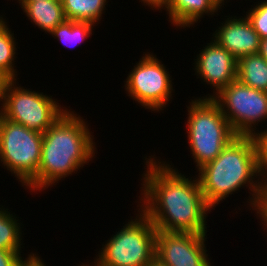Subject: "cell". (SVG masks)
Wrapping results in <instances>:
<instances>
[{"label":"cell","mask_w":267,"mask_h":266,"mask_svg":"<svg viewBox=\"0 0 267 266\" xmlns=\"http://www.w3.org/2000/svg\"><path fill=\"white\" fill-rule=\"evenodd\" d=\"M149 157H145L147 170L141 179L138 209L156 230L206 234V217L212 209L205 201L198 178H186L172 164Z\"/></svg>","instance_id":"cell-1"},{"label":"cell","mask_w":267,"mask_h":266,"mask_svg":"<svg viewBox=\"0 0 267 266\" xmlns=\"http://www.w3.org/2000/svg\"><path fill=\"white\" fill-rule=\"evenodd\" d=\"M88 127L80 115L67 110L43 133L37 191L56 185L92 161L96 144Z\"/></svg>","instance_id":"cell-2"},{"label":"cell","mask_w":267,"mask_h":266,"mask_svg":"<svg viewBox=\"0 0 267 266\" xmlns=\"http://www.w3.org/2000/svg\"><path fill=\"white\" fill-rule=\"evenodd\" d=\"M198 171L201 191L211 208L247 184L252 192L248 205L253 210L262 179L258 177L257 153L252 136L237 135L214 160ZM255 177L258 179L255 180Z\"/></svg>","instance_id":"cell-3"},{"label":"cell","mask_w":267,"mask_h":266,"mask_svg":"<svg viewBox=\"0 0 267 266\" xmlns=\"http://www.w3.org/2000/svg\"><path fill=\"white\" fill-rule=\"evenodd\" d=\"M188 108L187 137L196 168L214 160L237 135L212 98H196Z\"/></svg>","instance_id":"cell-4"},{"label":"cell","mask_w":267,"mask_h":266,"mask_svg":"<svg viewBox=\"0 0 267 266\" xmlns=\"http://www.w3.org/2000/svg\"><path fill=\"white\" fill-rule=\"evenodd\" d=\"M138 212L102 245L91 266H149L155 260L157 230L141 210Z\"/></svg>","instance_id":"cell-5"},{"label":"cell","mask_w":267,"mask_h":266,"mask_svg":"<svg viewBox=\"0 0 267 266\" xmlns=\"http://www.w3.org/2000/svg\"><path fill=\"white\" fill-rule=\"evenodd\" d=\"M42 142L43 133L30 130L0 114V163L31 192L37 191Z\"/></svg>","instance_id":"cell-6"},{"label":"cell","mask_w":267,"mask_h":266,"mask_svg":"<svg viewBox=\"0 0 267 266\" xmlns=\"http://www.w3.org/2000/svg\"><path fill=\"white\" fill-rule=\"evenodd\" d=\"M12 80L6 89L0 114L26 128L44 133L68 109L61 107L52 96L16 86Z\"/></svg>","instance_id":"cell-7"},{"label":"cell","mask_w":267,"mask_h":266,"mask_svg":"<svg viewBox=\"0 0 267 266\" xmlns=\"http://www.w3.org/2000/svg\"><path fill=\"white\" fill-rule=\"evenodd\" d=\"M236 135L253 136L256 125L267 119V92L234 80L212 98ZM255 130V131H254Z\"/></svg>","instance_id":"cell-8"},{"label":"cell","mask_w":267,"mask_h":266,"mask_svg":"<svg viewBox=\"0 0 267 266\" xmlns=\"http://www.w3.org/2000/svg\"><path fill=\"white\" fill-rule=\"evenodd\" d=\"M171 78L156 55L147 52L128 74L124 87L128 96L139 105L158 112L172 99Z\"/></svg>","instance_id":"cell-9"},{"label":"cell","mask_w":267,"mask_h":266,"mask_svg":"<svg viewBox=\"0 0 267 266\" xmlns=\"http://www.w3.org/2000/svg\"><path fill=\"white\" fill-rule=\"evenodd\" d=\"M206 238V234L157 230L155 259L165 266H211Z\"/></svg>","instance_id":"cell-10"},{"label":"cell","mask_w":267,"mask_h":266,"mask_svg":"<svg viewBox=\"0 0 267 266\" xmlns=\"http://www.w3.org/2000/svg\"><path fill=\"white\" fill-rule=\"evenodd\" d=\"M203 48L195 59L194 70L198 78L200 76L203 82L214 88L213 95L208 94L203 98H213L237 79V59L213 38Z\"/></svg>","instance_id":"cell-11"},{"label":"cell","mask_w":267,"mask_h":266,"mask_svg":"<svg viewBox=\"0 0 267 266\" xmlns=\"http://www.w3.org/2000/svg\"><path fill=\"white\" fill-rule=\"evenodd\" d=\"M234 17V18H233ZM227 18L214 32V40L237 60L245 55L257 54L261 38L245 16Z\"/></svg>","instance_id":"cell-12"},{"label":"cell","mask_w":267,"mask_h":266,"mask_svg":"<svg viewBox=\"0 0 267 266\" xmlns=\"http://www.w3.org/2000/svg\"><path fill=\"white\" fill-rule=\"evenodd\" d=\"M222 5L217 0H169L164 8L172 25L186 28L198 22L204 14L214 15Z\"/></svg>","instance_id":"cell-13"},{"label":"cell","mask_w":267,"mask_h":266,"mask_svg":"<svg viewBox=\"0 0 267 266\" xmlns=\"http://www.w3.org/2000/svg\"><path fill=\"white\" fill-rule=\"evenodd\" d=\"M27 18L45 33H51L66 21L61 0H36L21 6Z\"/></svg>","instance_id":"cell-14"},{"label":"cell","mask_w":267,"mask_h":266,"mask_svg":"<svg viewBox=\"0 0 267 266\" xmlns=\"http://www.w3.org/2000/svg\"><path fill=\"white\" fill-rule=\"evenodd\" d=\"M237 79L249 87L267 92V61L259 53L239 58Z\"/></svg>","instance_id":"cell-15"},{"label":"cell","mask_w":267,"mask_h":266,"mask_svg":"<svg viewBox=\"0 0 267 266\" xmlns=\"http://www.w3.org/2000/svg\"><path fill=\"white\" fill-rule=\"evenodd\" d=\"M61 2L66 20L87 21L93 24L101 20L107 4V0H61Z\"/></svg>","instance_id":"cell-16"},{"label":"cell","mask_w":267,"mask_h":266,"mask_svg":"<svg viewBox=\"0 0 267 266\" xmlns=\"http://www.w3.org/2000/svg\"><path fill=\"white\" fill-rule=\"evenodd\" d=\"M8 210L0 207V249L21 252V224Z\"/></svg>","instance_id":"cell-17"},{"label":"cell","mask_w":267,"mask_h":266,"mask_svg":"<svg viewBox=\"0 0 267 266\" xmlns=\"http://www.w3.org/2000/svg\"><path fill=\"white\" fill-rule=\"evenodd\" d=\"M95 25L87 21L66 20L49 34L70 47V45L75 46L84 41L85 38H89Z\"/></svg>","instance_id":"cell-18"},{"label":"cell","mask_w":267,"mask_h":266,"mask_svg":"<svg viewBox=\"0 0 267 266\" xmlns=\"http://www.w3.org/2000/svg\"><path fill=\"white\" fill-rule=\"evenodd\" d=\"M8 27L5 20L0 24V70L12 80H17V71L14 69L16 40Z\"/></svg>","instance_id":"cell-19"},{"label":"cell","mask_w":267,"mask_h":266,"mask_svg":"<svg viewBox=\"0 0 267 266\" xmlns=\"http://www.w3.org/2000/svg\"><path fill=\"white\" fill-rule=\"evenodd\" d=\"M260 2L246 12V17L262 40L267 38V1Z\"/></svg>","instance_id":"cell-20"},{"label":"cell","mask_w":267,"mask_h":266,"mask_svg":"<svg viewBox=\"0 0 267 266\" xmlns=\"http://www.w3.org/2000/svg\"><path fill=\"white\" fill-rule=\"evenodd\" d=\"M257 153L258 174L263 180L262 183L267 182V129L254 133L252 136Z\"/></svg>","instance_id":"cell-21"},{"label":"cell","mask_w":267,"mask_h":266,"mask_svg":"<svg viewBox=\"0 0 267 266\" xmlns=\"http://www.w3.org/2000/svg\"><path fill=\"white\" fill-rule=\"evenodd\" d=\"M253 210H256V214L260 217L264 230L267 231V182L261 184Z\"/></svg>","instance_id":"cell-22"},{"label":"cell","mask_w":267,"mask_h":266,"mask_svg":"<svg viewBox=\"0 0 267 266\" xmlns=\"http://www.w3.org/2000/svg\"><path fill=\"white\" fill-rule=\"evenodd\" d=\"M21 252L0 249V266H23L27 259L31 258L35 253L28 254L23 260Z\"/></svg>","instance_id":"cell-23"},{"label":"cell","mask_w":267,"mask_h":266,"mask_svg":"<svg viewBox=\"0 0 267 266\" xmlns=\"http://www.w3.org/2000/svg\"><path fill=\"white\" fill-rule=\"evenodd\" d=\"M12 81V79L0 70V102L3 103L4 96L6 93L7 85Z\"/></svg>","instance_id":"cell-24"},{"label":"cell","mask_w":267,"mask_h":266,"mask_svg":"<svg viewBox=\"0 0 267 266\" xmlns=\"http://www.w3.org/2000/svg\"><path fill=\"white\" fill-rule=\"evenodd\" d=\"M144 3V6L147 5L152 8V10H161L167 6L169 0H141ZM154 8V9H153Z\"/></svg>","instance_id":"cell-25"},{"label":"cell","mask_w":267,"mask_h":266,"mask_svg":"<svg viewBox=\"0 0 267 266\" xmlns=\"http://www.w3.org/2000/svg\"><path fill=\"white\" fill-rule=\"evenodd\" d=\"M258 53L267 61V38L261 40Z\"/></svg>","instance_id":"cell-26"},{"label":"cell","mask_w":267,"mask_h":266,"mask_svg":"<svg viewBox=\"0 0 267 266\" xmlns=\"http://www.w3.org/2000/svg\"><path fill=\"white\" fill-rule=\"evenodd\" d=\"M149 266H165V265L161 264L159 261L155 259Z\"/></svg>","instance_id":"cell-27"},{"label":"cell","mask_w":267,"mask_h":266,"mask_svg":"<svg viewBox=\"0 0 267 266\" xmlns=\"http://www.w3.org/2000/svg\"><path fill=\"white\" fill-rule=\"evenodd\" d=\"M30 1H36V0H18L19 4L22 6L24 3L30 2Z\"/></svg>","instance_id":"cell-28"},{"label":"cell","mask_w":267,"mask_h":266,"mask_svg":"<svg viewBox=\"0 0 267 266\" xmlns=\"http://www.w3.org/2000/svg\"><path fill=\"white\" fill-rule=\"evenodd\" d=\"M221 5H224V0H217ZM223 3V4H222Z\"/></svg>","instance_id":"cell-29"},{"label":"cell","mask_w":267,"mask_h":266,"mask_svg":"<svg viewBox=\"0 0 267 266\" xmlns=\"http://www.w3.org/2000/svg\"><path fill=\"white\" fill-rule=\"evenodd\" d=\"M4 21L3 16H0V24Z\"/></svg>","instance_id":"cell-30"},{"label":"cell","mask_w":267,"mask_h":266,"mask_svg":"<svg viewBox=\"0 0 267 266\" xmlns=\"http://www.w3.org/2000/svg\"><path fill=\"white\" fill-rule=\"evenodd\" d=\"M83 265H81V266H90V264H84V263H82ZM80 266V265H79Z\"/></svg>","instance_id":"cell-31"}]
</instances>
